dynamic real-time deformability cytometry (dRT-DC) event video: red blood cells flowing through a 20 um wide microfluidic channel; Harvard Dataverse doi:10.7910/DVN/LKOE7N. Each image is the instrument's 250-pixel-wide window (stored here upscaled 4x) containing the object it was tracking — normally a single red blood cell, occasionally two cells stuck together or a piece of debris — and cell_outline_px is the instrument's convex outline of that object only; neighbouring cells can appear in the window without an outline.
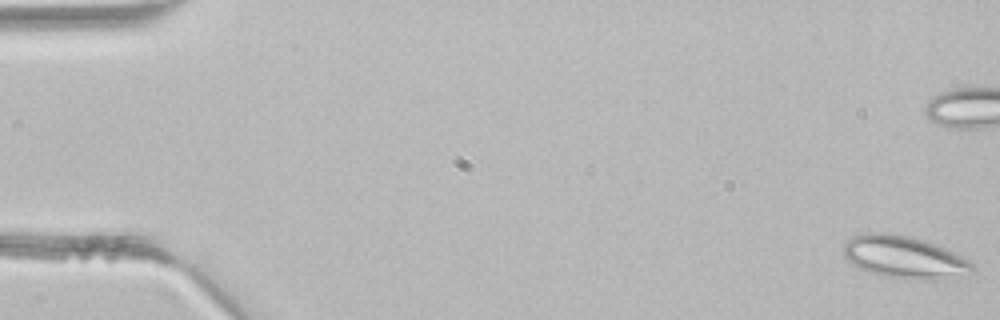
{"species": "common noctule bat (a hibernating species)", "species_latin": "Nyctalus noctula", "temperature_condition": "room temperature", "stored_images_in_passage": 3, "camera_frame_rate_fps": 3000, "um_per_image_px": 0.085, "animal": {"sex": "male", "body_mass_g": 21.5, "forearm_length_mm": 52.0}, "frame": {"image": 1, "passage_image": 1, "time_ms": 0.0, "image_size_px": [1000, 320], "cell_outline_px": [[972, 268], [960, 280], [908, 280], [888, 276], [872, 272], [848, 260], [844, 256], [840, 248], [852, 236], [868, 232], [888, 232], [912, 236], [948, 248], [968, 260], [972, 264]], "centroid_in_image_um": [76.92, 21.86], "position_along_channel_um": 8.1, "area_um2": 32.31}}